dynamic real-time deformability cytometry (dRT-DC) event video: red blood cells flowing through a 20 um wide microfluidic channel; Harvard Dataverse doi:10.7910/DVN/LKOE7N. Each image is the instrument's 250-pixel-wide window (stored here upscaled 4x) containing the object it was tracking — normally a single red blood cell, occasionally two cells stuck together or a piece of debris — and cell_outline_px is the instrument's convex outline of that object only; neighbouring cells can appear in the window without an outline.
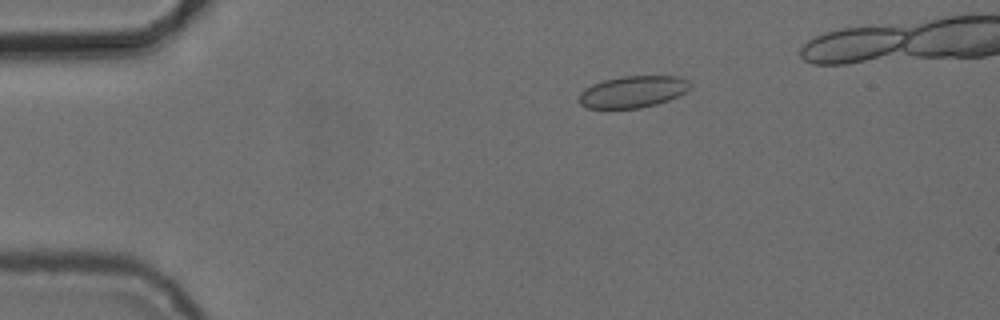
{"species": "common noctule bat (a hibernating species)", "species_latin": "Nyctalus noctula", "temperature_condition": "cold", "stored_images_in_passage": 3, "camera_frame_rate_fps": 3000, "um_per_image_px": 0.085, "animal": {"sex": "female", "body_mass_g": 24.6, "forearm_length_mm": 56.2}, "frame": {"image": 1, "passage_image": 1, "time_ms": 0.0, "image_size_px": [1000, 320], "cell_outline_px": [[692, 84], [684, 92], [668, 100], [656, 104], [640, 108], [588, 108], [580, 104], [580, 92], [584, 88], [592, 84], [604, 80], [620, 76], [680, 76], [688, 80]], "centroid_in_image_um": [53.78, 7.79], "position_along_channel_um": 31.2, "area_um2": 20.46}}